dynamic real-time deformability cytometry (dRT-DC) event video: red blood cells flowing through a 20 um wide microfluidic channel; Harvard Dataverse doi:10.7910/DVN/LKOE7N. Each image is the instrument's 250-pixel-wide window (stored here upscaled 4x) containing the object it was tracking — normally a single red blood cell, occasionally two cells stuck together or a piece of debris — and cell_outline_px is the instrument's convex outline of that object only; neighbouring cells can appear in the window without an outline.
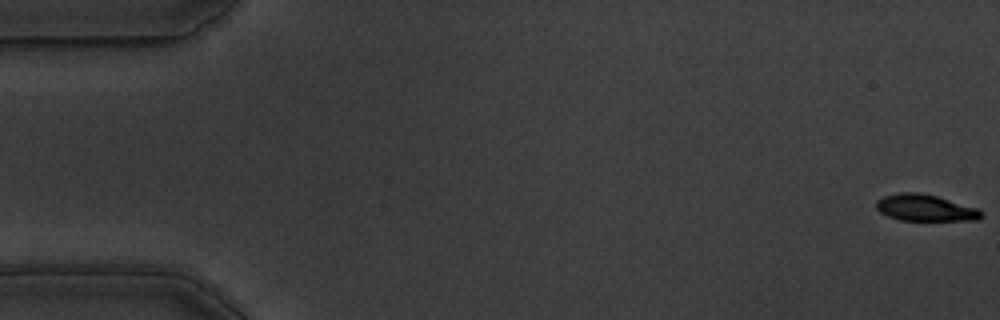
{"species": "common noctule bat (a hibernating species)", "species_latin": "Nyctalus noctula", "temperature_condition": "warm", "stored_images_in_passage": 57, "camera_frame_rate_fps": 3000, "um_per_image_px": 0.085, "animal": {"sex": "male", "body_mass_g": 19.5, "forearm_length_mm": 54.6}, "frame": {"image": 1, "passage_image": 1, "time_ms": 0.0, "image_size_px": [1000, 320], "cell_outline_px": [[984, 216], [980, 220], [900, 220], [888, 216], [880, 212], [876, 208], [876, 200], [884, 196], [900, 192], [920, 192], [936, 196], [980, 208], [984, 212]], "centroid_in_image_um": [78.7, 17.66], "position_along_channel_um": 6.3, "area_um2": 16.47}}
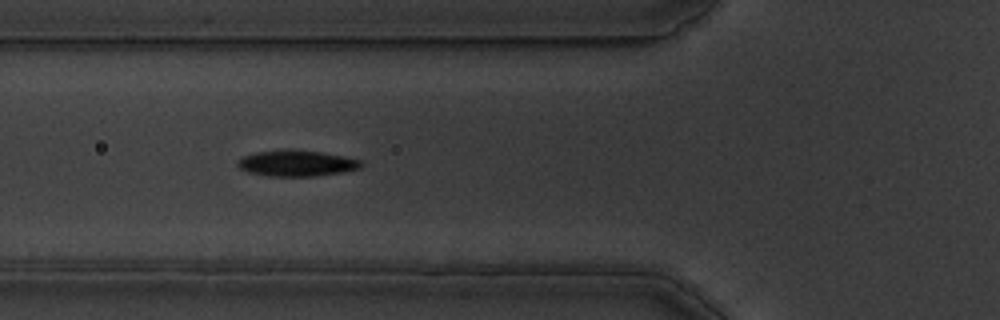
{"frame": {"image": 2, "passage_image": 21, "time_ms": 6.667, "image_size_px": [1000, 320], "cell_outline_px": [[364, 164], [360, 168], [344, 172], [312, 176], [272, 176], [248, 172], [240, 168], [236, 164], [244, 156], [256, 152], [324, 152], [360, 160]], "centroid_in_image_um": [25.27, 13.92], "position_along_channel_um": 100.5, "area_um2": 17.8}}
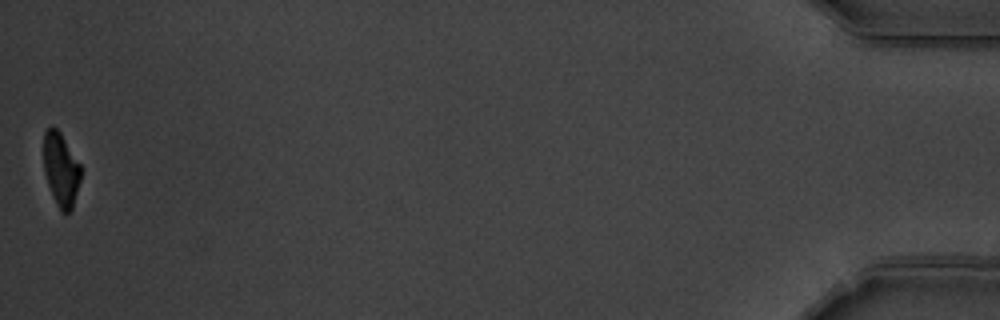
{"frame": {"image": 3, "passage_image": 57, "time_ms": 18.667, "image_size_px": [1000, 320], "cell_outline_px": [[80, 180], [72, 208], [68, 212], [60, 212], [52, 196], [44, 172], [44, 132], [48, 128], [56, 128], [60, 132], [80, 164]], "centroid_in_image_um": [5.17, 14.42], "position_along_channel_um": 430.0, "area_um2": 15.66}, "authors_computed_cell_mechanics": {"area_um2": 18.0914, "velocity_mm_per_s": 3.5685, "shape_relaxation_time_tau1_ms": 3.4466, "shape_relaxation_time_tau2_ms": 1.4946, "deformation_change_tau1": 0.1658, "deformation_change_tau2": 0.0683}}